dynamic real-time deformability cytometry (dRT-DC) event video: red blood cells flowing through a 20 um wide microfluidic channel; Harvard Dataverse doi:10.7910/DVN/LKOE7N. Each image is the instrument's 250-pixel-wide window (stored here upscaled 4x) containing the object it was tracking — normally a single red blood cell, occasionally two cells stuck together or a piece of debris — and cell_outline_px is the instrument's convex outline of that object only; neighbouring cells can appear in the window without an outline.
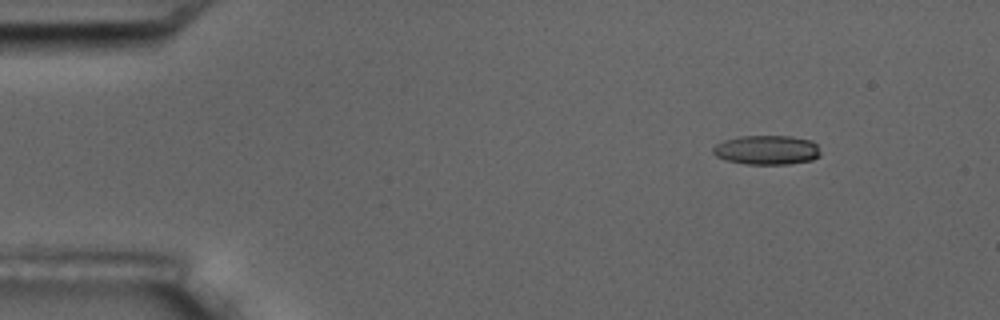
{"species": "common noctule bat (a hibernating species)", "species_latin": "Nyctalus noctula", "temperature_condition": "room temperature", "stored_images_in_passage": 3, "camera_frame_rate_fps": 3000, "um_per_image_px": 0.085, "animal": {"sex": "male", "body_mass_g": 17.5, "forearm_length_mm": 52.3}, "frame": {"image": 1, "passage_image": 1, "time_ms": 0.0, "image_size_px": [1000, 320], "cell_outline_px": [[820, 156], [812, 160], [788, 164], [744, 164], [724, 160], [716, 156], [712, 152], [712, 148], [716, 144], [724, 140], [740, 136], [792, 136], [812, 140], [816, 144], [820, 152]], "centroid_in_image_um": [65.17, 12.75], "position_along_channel_um": 19.8, "area_um2": 18.55}}
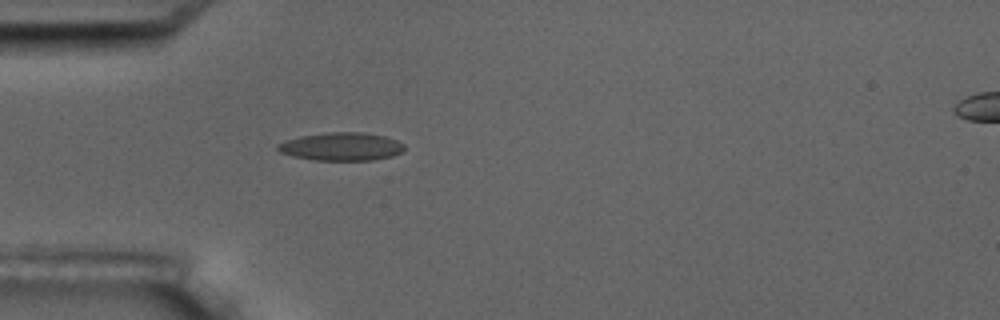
{"frame": {"image": 2, "passage_image": 3, "time_ms": 3.333, "image_size_px": [1000, 320], "cell_outline_px": [[404, 152], [392, 156], [372, 160], [316, 160], [292, 156], [280, 152], [276, 148], [276, 144], [284, 140], [300, 136], [328, 132], [364, 132], [384, 136], [396, 140], [404, 144]], "centroid_in_image_um": [29.01, 12.45], "position_along_channel_um": 56.0, "area_um2": 20.87}}